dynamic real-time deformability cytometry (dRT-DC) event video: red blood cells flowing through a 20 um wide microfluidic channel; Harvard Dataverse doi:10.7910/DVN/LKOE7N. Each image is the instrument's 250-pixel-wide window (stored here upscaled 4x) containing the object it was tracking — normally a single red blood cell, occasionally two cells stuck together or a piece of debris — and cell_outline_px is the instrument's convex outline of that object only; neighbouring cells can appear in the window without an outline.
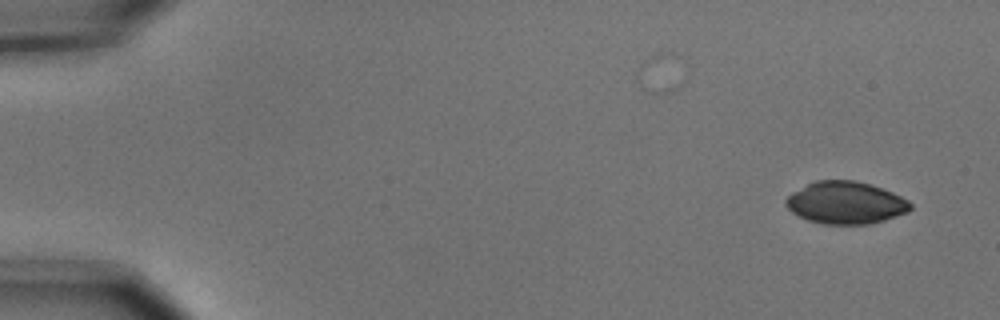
{"species": "common noctule bat (a hibernating species)", "species_latin": "Nyctalus noctula", "temperature_condition": "cold", "stored_images_in_passage": 2, "camera_frame_rate_fps": 3000, "um_per_image_px": 0.085, "animal": {"sex": "male", "body_mass_g": 15.6}, "frame": {"image": 1, "passage_image": 2, "time_ms": 0.333, "image_size_px": [1000, 320], "cell_outline_px": [[912, 208], [908, 212], [884, 220], [868, 224], [824, 224], [808, 220], [792, 212], [784, 204], [784, 200], [792, 192], [816, 180], [852, 180], [868, 184], [892, 192], [908, 200], [912, 204]], "centroid_in_image_um": [71.87, 17.24], "position_along_channel_um": 13.1, "area_um2": 30.52}}